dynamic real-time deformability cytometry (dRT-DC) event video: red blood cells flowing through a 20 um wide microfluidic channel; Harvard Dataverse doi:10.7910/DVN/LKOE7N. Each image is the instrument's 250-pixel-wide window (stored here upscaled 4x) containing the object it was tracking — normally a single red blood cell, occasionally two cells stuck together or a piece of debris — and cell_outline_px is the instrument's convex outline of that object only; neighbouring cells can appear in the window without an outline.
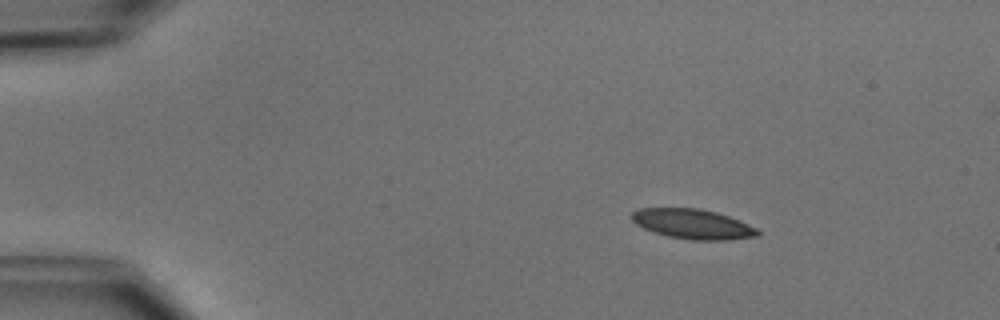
{"species": "common noctule bat (a hibernating species)", "species_latin": "Nyctalus noctula", "temperature_condition": "cold", "stored_images_in_passage": 44, "camera_frame_rate_fps": 3000, "um_per_image_px": 0.085, "animal": {"sex": "male", "body_mass_g": 15.6}, "frame": {"image": 1, "passage_image": 1, "time_ms": 0.0, "image_size_px": [1000, 320], "cell_outline_px": [[760, 236], [728, 240], [692, 240], [668, 236], [652, 232], [636, 224], [632, 220], [632, 212], [636, 208], [700, 208], [716, 212], [728, 216], [756, 228], [760, 232]], "centroid_in_image_um": [58.87, 19.04], "position_along_channel_um": 26.1, "area_um2": 21.91}}
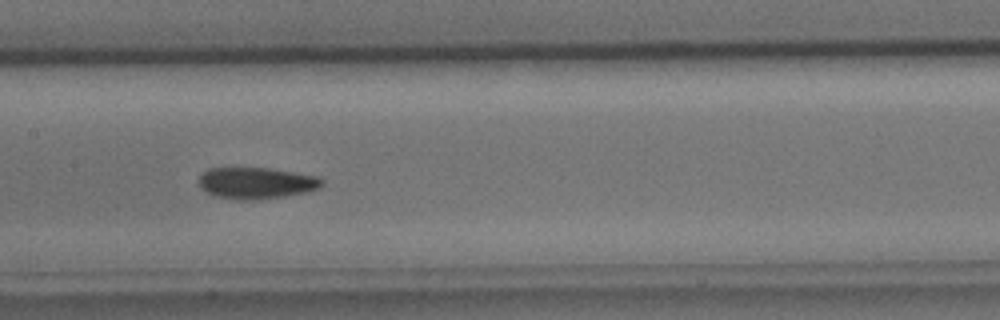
{"frame": {"image": 2, "passage_image": 19, "time_ms": 6.0, "image_size_px": [1000, 320], "cell_outline_px": [[324, 184], [308, 192], [284, 196], [252, 200], [240, 200], [216, 196], [200, 188], [200, 176], [208, 168], [268, 168], [316, 176], [324, 180]], "centroid_in_image_um": [21.79, 15.56], "position_along_channel_um": 185.6, "area_um2": 22.31}}
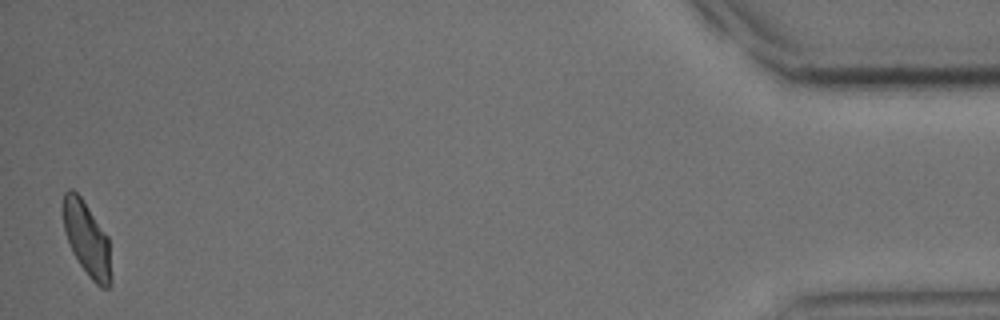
{"frame": {"image": 3, "passage_image": 44, "time_ms": 14.333, "image_size_px": [1000, 320], "cell_outline_px": [[112, 280], [108, 288], [100, 288], [88, 276], [72, 252], [64, 228], [64, 192], [68, 188], [72, 188], [80, 196], [108, 236], [112, 276]], "centroid_in_image_um": [7.42, 20.36], "position_along_channel_um": 427.8, "area_um2": 20.58}, "authors_computed_cell_mechanics": {"area_um2": 22.3975, "velocity_mm_per_s": 3.8995, "shape_relaxation_time_tau1_ms": 4.1713, "shape_relaxation_time_tau2_ms": 2.2937, "deformation_change_tau1": 0.1191, "deformation_change_tau2": 0.0663}}